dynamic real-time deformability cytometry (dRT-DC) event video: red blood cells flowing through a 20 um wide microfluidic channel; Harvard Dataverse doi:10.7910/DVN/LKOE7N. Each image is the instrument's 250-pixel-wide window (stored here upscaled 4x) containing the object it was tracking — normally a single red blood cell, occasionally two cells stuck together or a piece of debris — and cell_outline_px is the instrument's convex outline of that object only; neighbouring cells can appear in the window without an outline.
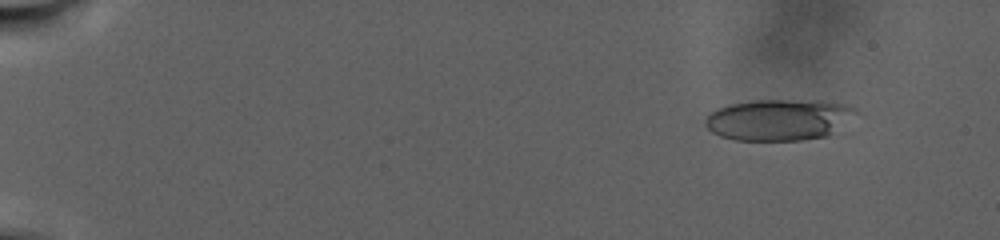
{"species": "human", "species_latin": "Homo sapiens", "temperature_condition": "warm", "stored_images_in_passage": 51, "camera_frame_rate_fps": 3000, "um_per_image_px": 0.085, "donor": {"sex": "male"}, "frame": {"image": 1, "passage_image": 6, "time_ms": 3.333, "image_size_px": [1000, 240], "cell_outline_px": [[860, 112], [828, 136], [800, 140], [736, 140], [720, 136], [712, 132], [704, 124], [704, 120], [708, 112], [716, 108], [728, 104], [756, 100], [820, 100], [848, 104], [856, 108]], "centroid_in_image_um": [66.2, 10.16], "position_along_channel_um": 18.8, "area_um2": 36.7}}
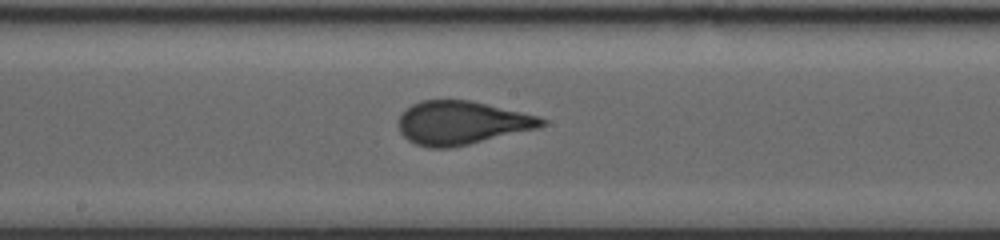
{"frame": {"image": 2, "passage_image": 31, "time_ms": 18.667, "image_size_px": [1000, 240], "cell_outline_px": [[548, 124], [540, 128], [468, 144], [448, 148], [428, 148], [416, 144], [408, 140], [400, 132], [400, 116], [412, 104], [420, 100], [472, 100], [540, 116], [548, 120]], "centroid_in_image_um": [39.31, 10.43], "position_along_channel_um": 208.9, "area_um2": 36.36}}
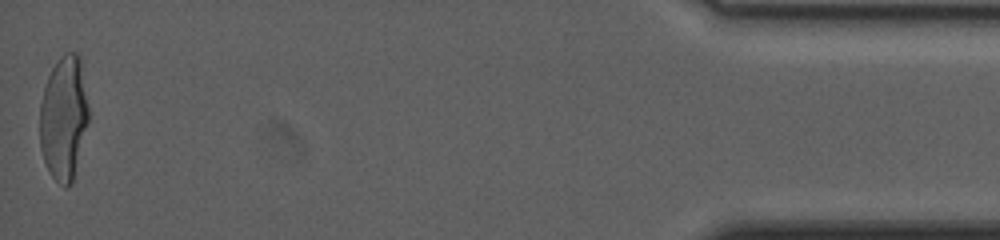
{"frame": {"image": 3, "passage_image": 51, "time_ms": 32.0, "image_size_px": [1000, 240], "cell_outline_px": [[88, 120], [72, 184], [68, 188], [64, 188], [52, 176], [44, 160], [40, 148], [40, 104], [44, 88], [48, 76], [52, 68], [60, 56], [64, 52], [76, 52], [80, 56], [88, 108]], "centroid_in_image_um": [5.41, 10.02], "position_along_channel_um": 429.8, "area_um2": 35.14}, "authors_computed_cell_mechanics": {"area_um2": 35.4314, "velocity_mm_per_s": 2.234, "shape_relaxation_time_tau1_ms": 11.2151, "shape_relaxation_time_tau2_ms": null, "deformation_change_tau1": 0.25, "deformation_change_tau2": null}}